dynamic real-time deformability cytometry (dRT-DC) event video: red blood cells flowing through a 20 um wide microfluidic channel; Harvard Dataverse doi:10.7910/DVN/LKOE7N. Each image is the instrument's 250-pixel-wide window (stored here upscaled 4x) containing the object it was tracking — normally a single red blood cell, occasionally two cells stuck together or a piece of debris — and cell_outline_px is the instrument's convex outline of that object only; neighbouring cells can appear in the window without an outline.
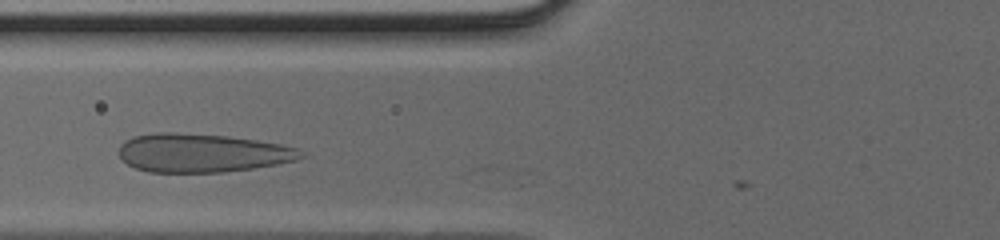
{"species": "human", "species_latin": "Homo sapiens", "temperature_condition": "cold", "stored_images_in_passage": 11, "camera_frame_rate_fps": 3000, "um_per_image_px": 0.085, "donor": {"sex": "male"}, "frame": {"image": 1, "passage_image": 8, "time_ms": 2.333, "image_size_px": [1000, 240], "cell_outline_px": [[304, 156], [292, 160], [276, 164], [252, 168], [220, 172], [148, 172], [136, 168], [128, 164], [120, 156], [120, 144], [124, 140], [132, 136], [156, 132], [176, 132], [228, 136], [256, 140], [280, 144], [296, 148]], "centroid_in_image_um": [17.11, 12.99], "position_along_channel_um": 108.7, "area_um2": 40.63}}